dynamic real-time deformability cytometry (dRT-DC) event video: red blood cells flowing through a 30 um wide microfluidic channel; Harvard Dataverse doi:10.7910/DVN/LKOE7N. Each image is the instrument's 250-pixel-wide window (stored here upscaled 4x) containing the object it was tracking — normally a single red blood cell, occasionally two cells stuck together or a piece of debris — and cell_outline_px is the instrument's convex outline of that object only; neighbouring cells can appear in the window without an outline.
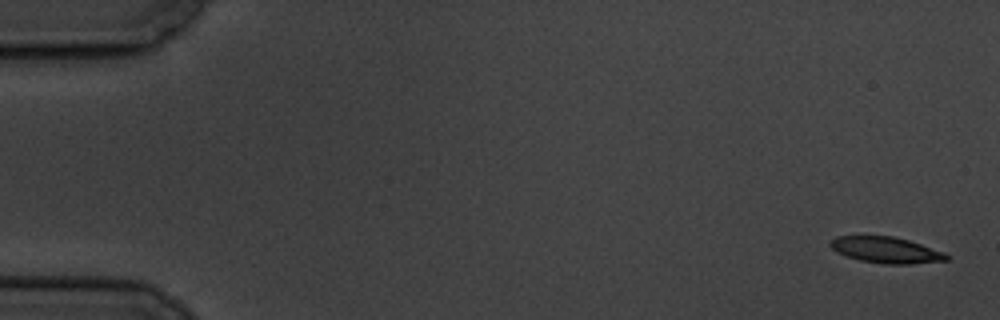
{"species": "common noctule bat (a hibernating species)", "species_latin": "Nyctalus noctula", "temperature_condition": "cold", "stored_images_in_passage": 6, "segment_of_instrument_passage": [1, 2], "camera_frame_rate_fps": 3000, "um_per_image_px": 0.085, "animal": {"sex": "male", "body_mass_g": 19.5, "forearm_length_mm": 54.6}, "frame": {"image": 1, "passage_image": 1, "time_ms": 0.0, "image_size_px": [1000, 320], "cell_outline_px": [[952, 256], [948, 260], [912, 264], [884, 264], [860, 260], [836, 252], [828, 244], [836, 236], [892, 236], [908, 240], [944, 252]], "centroid_in_image_um": [75.34, 21.25], "position_along_channel_um": 9.7, "area_um2": 17.63}}
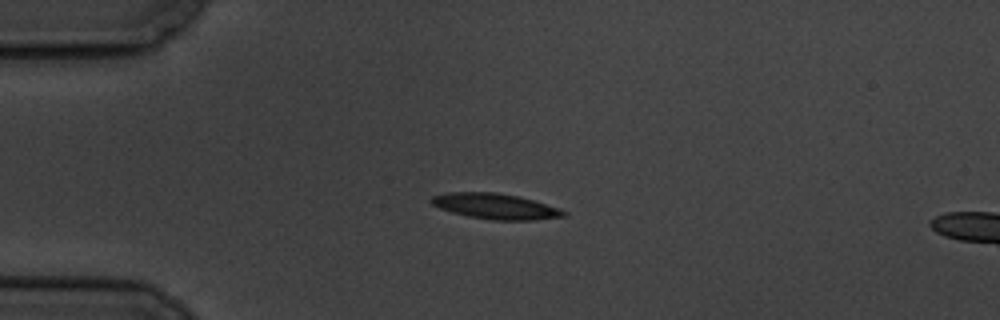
{"frame": {"image": 2, "passage_image": 4, "time_ms": 4.333, "image_size_px": [1000, 320], "cell_outline_px": [[568, 216], [536, 220], [492, 220], [468, 216], [452, 212], [440, 208], [432, 204], [428, 200], [432, 196], [448, 192], [496, 192], [516, 196], [532, 200], [560, 208], [568, 212]], "centroid_in_image_um": [42.13, 17.54], "position_along_channel_um": 42.9, "area_um2": 19.77}}